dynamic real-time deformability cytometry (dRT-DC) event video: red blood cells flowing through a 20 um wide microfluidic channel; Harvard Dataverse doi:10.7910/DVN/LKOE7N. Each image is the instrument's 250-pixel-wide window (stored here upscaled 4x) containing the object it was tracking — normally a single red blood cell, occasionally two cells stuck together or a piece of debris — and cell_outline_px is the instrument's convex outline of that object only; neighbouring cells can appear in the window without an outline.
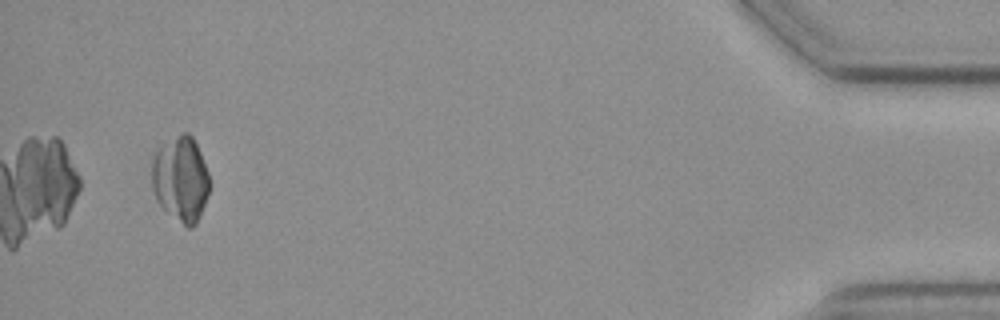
{"species": "common noctule bat (a hibernating species)", "species_latin": "Nyctalus noctula", "temperature_condition": "cold", "stored_images_in_passage": 39, "camera_frame_rate_fps": 3000, "um_per_image_px": 0.085, "animal": {"sex": "female", "body_mass_g": 19.3, "forearm_length_mm": 54.1}, "frame": {"image": 1, "passage_image": 39, "time_ms": 12.667, "image_size_px": [1000, 320], "cell_outline_px": [[208, 192], [200, 216], [196, 224], [192, 228], [188, 228], [164, 208], [156, 200], [152, 188], [152, 160], [156, 152], [164, 144], [184, 132], [188, 132], [192, 136], [200, 152], [208, 172]], "centroid_in_image_um": [15.36, 15.22], "position_along_channel_um": 419.8, "area_um2": 28.09}}